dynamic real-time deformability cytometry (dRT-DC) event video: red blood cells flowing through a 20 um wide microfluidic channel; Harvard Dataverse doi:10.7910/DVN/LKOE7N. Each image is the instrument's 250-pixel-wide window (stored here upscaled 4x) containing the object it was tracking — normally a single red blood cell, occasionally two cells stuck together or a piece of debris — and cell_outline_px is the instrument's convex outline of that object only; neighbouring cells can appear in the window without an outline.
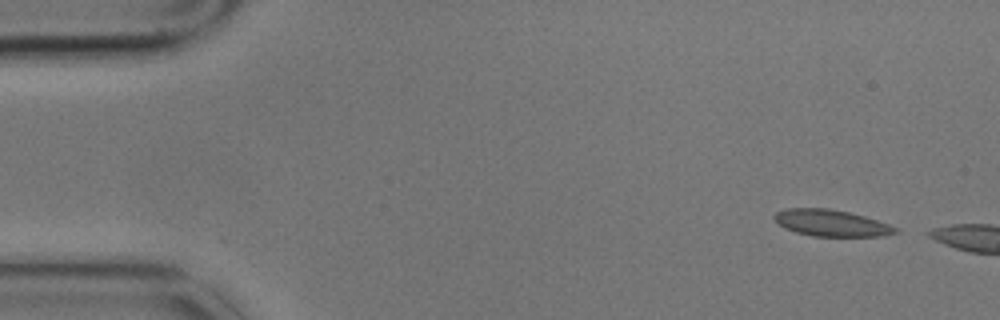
{"species": "common noctule bat (a hibernating species)", "species_latin": "Nyctalus noctula", "temperature_condition": "cold", "stored_images_in_passage": 3, "camera_frame_rate_fps": 3000, "um_per_image_px": 0.085, "animal": {"sex": "male", "body_mass_g": 17.9}, "frame": {"image": 1, "passage_image": 1, "time_ms": 0.0, "image_size_px": [1000, 320], "cell_outline_px": [[900, 232], [884, 236], [812, 236], [796, 232], [784, 228], [772, 216], [776, 212], [788, 208], [828, 208], [848, 212], [864, 216], [900, 228]], "centroid_in_image_um": [70.69, 18.96], "position_along_channel_um": 14.3, "area_um2": 18.73}}